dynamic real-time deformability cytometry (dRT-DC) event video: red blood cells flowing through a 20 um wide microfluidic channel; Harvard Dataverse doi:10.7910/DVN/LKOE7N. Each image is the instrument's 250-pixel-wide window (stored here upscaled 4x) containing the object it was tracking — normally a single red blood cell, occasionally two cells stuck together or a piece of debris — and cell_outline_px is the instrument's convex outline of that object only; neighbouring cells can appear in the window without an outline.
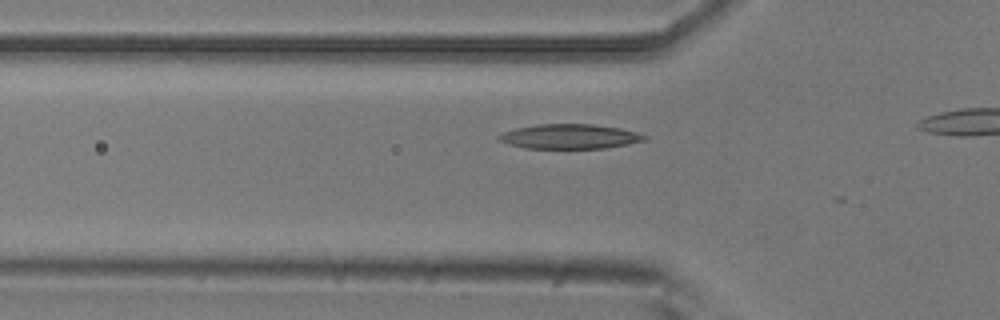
{"species": "common noctule bat (a hibernating species)", "species_latin": "Nyctalus noctula", "temperature_condition": "room temperature", "stored_images_in_passage": 9, "camera_frame_rate_fps": 3000, "um_per_image_px": 0.085, "animal": {"sex": "male", "body_mass_g": 20.5, "forearm_length_mm": 52.5}, "frame": {"image": 1, "passage_image": 5, "time_ms": 1.333, "image_size_px": [1000, 320], "cell_outline_px": [[648, 136], [644, 140], [628, 144], [604, 148], [524, 148], [508, 144], [500, 140], [496, 136], [504, 132], [516, 128], [536, 124], [592, 124], [620, 128], [636, 132]], "centroid_in_image_um": [48.41, 11.6], "position_along_channel_um": 77.4, "area_um2": 20.81}}
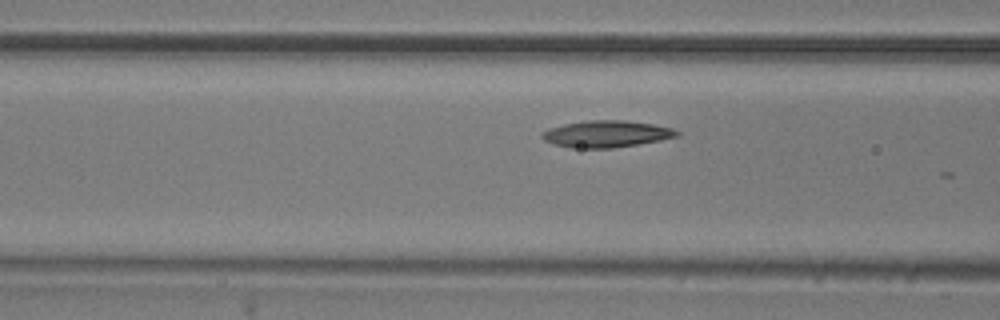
{"frame": {"image": 2, "passage_image": 8, "time_ms": 2.333, "image_size_px": [1000, 320], "cell_outline_px": [[680, 136], [660, 140], [612, 148], [572, 148], [552, 144], [544, 140], [540, 136], [548, 128], [564, 124], [588, 120], [624, 120], [652, 124], [672, 128], [680, 132]], "centroid_in_image_um": [51.53, 11.38], "position_along_channel_um": 115.1, "area_um2": 20.98}}